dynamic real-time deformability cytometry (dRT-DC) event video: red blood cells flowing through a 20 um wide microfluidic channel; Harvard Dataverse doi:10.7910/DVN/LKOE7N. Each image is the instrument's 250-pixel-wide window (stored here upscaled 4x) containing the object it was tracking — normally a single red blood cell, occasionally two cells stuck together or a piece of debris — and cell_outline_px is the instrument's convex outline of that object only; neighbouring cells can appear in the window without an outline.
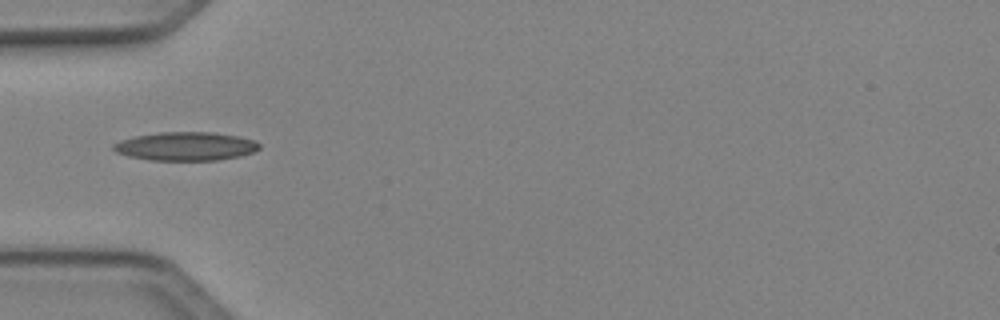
{"species": "Egyptian fruit bat (a non-hibernating species)", "species_latin": "Rousettus aegyptiacus", "temperature_condition": "cold", "stored_images_in_passage": 34, "camera_frame_rate_fps": 3000, "um_per_image_px": 0.085, "animal": {"sex": "female"}, "frame": {"image": 1, "passage_image": 1, "time_ms": 0.0, "image_size_px": [1000, 320], "cell_outline_px": [[260, 148], [252, 152], [240, 156], [216, 160], [148, 160], [128, 156], [116, 152], [112, 148], [112, 144], [120, 140], [136, 136], [160, 132], [212, 132], [236, 136], [252, 140], [260, 144]], "centroid_in_image_um": [15.74, 12.43], "position_along_channel_um": 69.3, "area_um2": 24.16}}
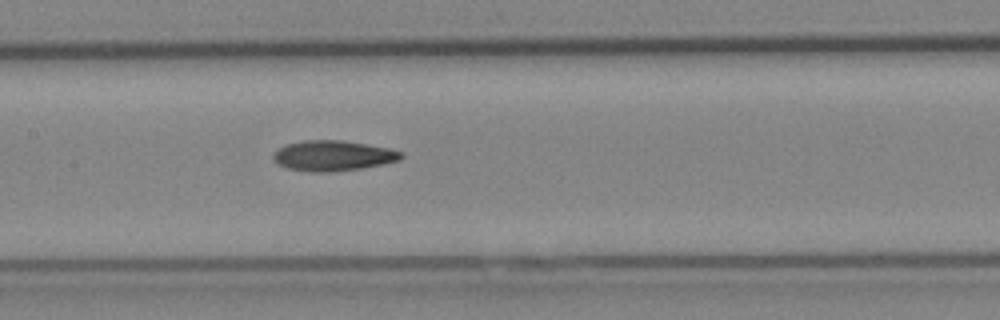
{"frame": {"image": 2, "passage_image": 9, "time_ms": 2.667, "image_size_px": [1000, 320], "cell_outline_px": [[404, 156], [400, 160], [384, 164], [364, 168], [328, 172], [312, 172], [284, 168], [276, 164], [272, 156], [280, 148], [288, 144], [304, 140], [340, 140], [388, 148], [404, 152]], "centroid_in_image_um": [28.32, 13.25], "position_along_channel_um": 179.1, "area_um2": 22.66}}
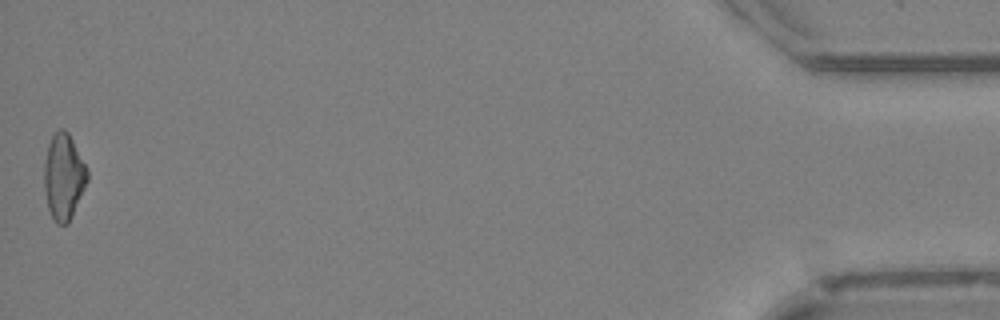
{"frame": {"image": 3, "passage_image": 34, "time_ms": 11.0, "image_size_px": [1000, 320], "cell_outline_px": [[88, 180], [72, 216], [68, 224], [56, 224], [48, 208], [44, 188], [44, 160], [48, 144], [52, 136], [60, 128], [64, 128], [68, 132], [88, 172]], "centroid_in_image_um": [5.39, 15.03], "position_along_channel_um": 429.8, "area_um2": 21.39}}